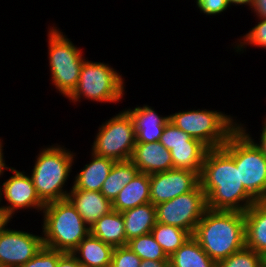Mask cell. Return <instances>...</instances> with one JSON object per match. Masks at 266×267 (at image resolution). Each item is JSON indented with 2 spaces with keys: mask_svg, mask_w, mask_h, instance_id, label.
I'll return each mask as SVG.
<instances>
[{
  "mask_svg": "<svg viewBox=\"0 0 266 267\" xmlns=\"http://www.w3.org/2000/svg\"><path fill=\"white\" fill-rule=\"evenodd\" d=\"M2 140L0 139V176L3 175V172L5 169H9L10 167L6 166L5 160L3 159L4 154H3V149H2Z\"/></svg>",
  "mask_w": 266,
  "mask_h": 267,
  "instance_id": "obj_38",
  "label": "cell"
},
{
  "mask_svg": "<svg viewBox=\"0 0 266 267\" xmlns=\"http://www.w3.org/2000/svg\"><path fill=\"white\" fill-rule=\"evenodd\" d=\"M63 253L43 246L32 259L19 267H56Z\"/></svg>",
  "mask_w": 266,
  "mask_h": 267,
  "instance_id": "obj_31",
  "label": "cell"
},
{
  "mask_svg": "<svg viewBox=\"0 0 266 267\" xmlns=\"http://www.w3.org/2000/svg\"><path fill=\"white\" fill-rule=\"evenodd\" d=\"M166 267H173L170 263H168L167 265H166Z\"/></svg>",
  "mask_w": 266,
  "mask_h": 267,
  "instance_id": "obj_42",
  "label": "cell"
},
{
  "mask_svg": "<svg viewBox=\"0 0 266 267\" xmlns=\"http://www.w3.org/2000/svg\"><path fill=\"white\" fill-rule=\"evenodd\" d=\"M121 213L127 241L151 233L157 223L156 208L150 202Z\"/></svg>",
  "mask_w": 266,
  "mask_h": 267,
  "instance_id": "obj_21",
  "label": "cell"
},
{
  "mask_svg": "<svg viewBox=\"0 0 266 267\" xmlns=\"http://www.w3.org/2000/svg\"><path fill=\"white\" fill-rule=\"evenodd\" d=\"M169 263L173 267H217L193 236L169 257Z\"/></svg>",
  "mask_w": 266,
  "mask_h": 267,
  "instance_id": "obj_23",
  "label": "cell"
},
{
  "mask_svg": "<svg viewBox=\"0 0 266 267\" xmlns=\"http://www.w3.org/2000/svg\"><path fill=\"white\" fill-rule=\"evenodd\" d=\"M9 222L0 229V264L2 267H19L42 249L43 238L41 235L9 229Z\"/></svg>",
  "mask_w": 266,
  "mask_h": 267,
  "instance_id": "obj_11",
  "label": "cell"
},
{
  "mask_svg": "<svg viewBox=\"0 0 266 267\" xmlns=\"http://www.w3.org/2000/svg\"><path fill=\"white\" fill-rule=\"evenodd\" d=\"M127 246L142 260L169 261L160 244L152 233L135 237L127 242Z\"/></svg>",
  "mask_w": 266,
  "mask_h": 267,
  "instance_id": "obj_27",
  "label": "cell"
},
{
  "mask_svg": "<svg viewBox=\"0 0 266 267\" xmlns=\"http://www.w3.org/2000/svg\"><path fill=\"white\" fill-rule=\"evenodd\" d=\"M150 203L154 206L192 191L199 183V174L187 169H171L149 175Z\"/></svg>",
  "mask_w": 266,
  "mask_h": 267,
  "instance_id": "obj_13",
  "label": "cell"
},
{
  "mask_svg": "<svg viewBox=\"0 0 266 267\" xmlns=\"http://www.w3.org/2000/svg\"><path fill=\"white\" fill-rule=\"evenodd\" d=\"M241 39L240 44L235 47L236 52L243 51L248 44L253 46L263 47L266 49V19L261 18L260 22L255 25L247 34Z\"/></svg>",
  "mask_w": 266,
  "mask_h": 267,
  "instance_id": "obj_30",
  "label": "cell"
},
{
  "mask_svg": "<svg viewBox=\"0 0 266 267\" xmlns=\"http://www.w3.org/2000/svg\"><path fill=\"white\" fill-rule=\"evenodd\" d=\"M130 160L139 172L148 175L173 169L171 153L159 141L136 143Z\"/></svg>",
  "mask_w": 266,
  "mask_h": 267,
  "instance_id": "obj_14",
  "label": "cell"
},
{
  "mask_svg": "<svg viewBox=\"0 0 266 267\" xmlns=\"http://www.w3.org/2000/svg\"><path fill=\"white\" fill-rule=\"evenodd\" d=\"M251 8L259 19H266V0H254Z\"/></svg>",
  "mask_w": 266,
  "mask_h": 267,
  "instance_id": "obj_35",
  "label": "cell"
},
{
  "mask_svg": "<svg viewBox=\"0 0 266 267\" xmlns=\"http://www.w3.org/2000/svg\"><path fill=\"white\" fill-rule=\"evenodd\" d=\"M90 234L113 247L126 246L128 242L122 213L115 210L99 218L90 227Z\"/></svg>",
  "mask_w": 266,
  "mask_h": 267,
  "instance_id": "obj_22",
  "label": "cell"
},
{
  "mask_svg": "<svg viewBox=\"0 0 266 267\" xmlns=\"http://www.w3.org/2000/svg\"><path fill=\"white\" fill-rule=\"evenodd\" d=\"M261 267H266V264H265V263H263V264L261 265Z\"/></svg>",
  "mask_w": 266,
  "mask_h": 267,
  "instance_id": "obj_43",
  "label": "cell"
},
{
  "mask_svg": "<svg viewBox=\"0 0 266 267\" xmlns=\"http://www.w3.org/2000/svg\"><path fill=\"white\" fill-rule=\"evenodd\" d=\"M74 156L76 155L73 152L58 144L41 149L36 156L30 176L36 193L44 204L68 197L69 192L64 186L70 175Z\"/></svg>",
  "mask_w": 266,
  "mask_h": 267,
  "instance_id": "obj_5",
  "label": "cell"
},
{
  "mask_svg": "<svg viewBox=\"0 0 266 267\" xmlns=\"http://www.w3.org/2000/svg\"><path fill=\"white\" fill-rule=\"evenodd\" d=\"M131 160L116 161L101 188V193L111 202L117 197L118 193L133 180L138 173Z\"/></svg>",
  "mask_w": 266,
  "mask_h": 267,
  "instance_id": "obj_25",
  "label": "cell"
},
{
  "mask_svg": "<svg viewBox=\"0 0 266 267\" xmlns=\"http://www.w3.org/2000/svg\"><path fill=\"white\" fill-rule=\"evenodd\" d=\"M150 202V180L149 175L138 172L118 193L112 202L113 210L124 212L139 205Z\"/></svg>",
  "mask_w": 266,
  "mask_h": 267,
  "instance_id": "obj_18",
  "label": "cell"
},
{
  "mask_svg": "<svg viewBox=\"0 0 266 267\" xmlns=\"http://www.w3.org/2000/svg\"><path fill=\"white\" fill-rule=\"evenodd\" d=\"M9 170L14 175L2 184V188L0 186V203L3 198L9 203V206H0L5 217L10 221L15 211L22 208L42 211L45 204L38 197L31 177L13 167Z\"/></svg>",
  "mask_w": 266,
  "mask_h": 267,
  "instance_id": "obj_12",
  "label": "cell"
},
{
  "mask_svg": "<svg viewBox=\"0 0 266 267\" xmlns=\"http://www.w3.org/2000/svg\"><path fill=\"white\" fill-rule=\"evenodd\" d=\"M208 149L205 144L173 145L170 150L173 169H187L195 171L200 175Z\"/></svg>",
  "mask_w": 266,
  "mask_h": 267,
  "instance_id": "obj_24",
  "label": "cell"
},
{
  "mask_svg": "<svg viewBox=\"0 0 266 267\" xmlns=\"http://www.w3.org/2000/svg\"><path fill=\"white\" fill-rule=\"evenodd\" d=\"M101 267H113L111 264L105 265V266H101Z\"/></svg>",
  "mask_w": 266,
  "mask_h": 267,
  "instance_id": "obj_41",
  "label": "cell"
},
{
  "mask_svg": "<svg viewBox=\"0 0 266 267\" xmlns=\"http://www.w3.org/2000/svg\"><path fill=\"white\" fill-rule=\"evenodd\" d=\"M42 211L44 247L71 253L90 234V227L68 198L47 203Z\"/></svg>",
  "mask_w": 266,
  "mask_h": 267,
  "instance_id": "obj_3",
  "label": "cell"
},
{
  "mask_svg": "<svg viewBox=\"0 0 266 267\" xmlns=\"http://www.w3.org/2000/svg\"><path fill=\"white\" fill-rule=\"evenodd\" d=\"M70 190L67 198L89 227L113 210L112 202L101 192L84 189Z\"/></svg>",
  "mask_w": 266,
  "mask_h": 267,
  "instance_id": "obj_15",
  "label": "cell"
},
{
  "mask_svg": "<svg viewBox=\"0 0 266 267\" xmlns=\"http://www.w3.org/2000/svg\"><path fill=\"white\" fill-rule=\"evenodd\" d=\"M192 236L218 263L246 246L244 212L207 209Z\"/></svg>",
  "mask_w": 266,
  "mask_h": 267,
  "instance_id": "obj_2",
  "label": "cell"
},
{
  "mask_svg": "<svg viewBox=\"0 0 266 267\" xmlns=\"http://www.w3.org/2000/svg\"><path fill=\"white\" fill-rule=\"evenodd\" d=\"M199 179L208 209L245 212L257 202L240 183L235 160L223 147L208 149Z\"/></svg>",
  "mask_w": 266,
  "mask_h": 267,
  "instance_id": "obj_1",
  "label": "cell"
},
{
  "mask_svg": "<svg viewBox=\"0 0 266 267\" xmlns=\"http://www.w3.org/2000/svg\"><path fill=\"white\" fill-rule=\"evenodd\" d=\"M169 261L141 260L140 267H166Z\"/></svg>",
  "mask_w": 266,
  "mask_h": 267,
  "instance_id": "obj_37",
  "label": "cell"
},
{
  "mask_svg": "<svg viewBox=\"0 0 266 267\" xmlns=\"http://www.w3.org/2000/svg\"><path fill=\"white\" fill-rule=\"evenodd\" d=\"M262 128V133H260V143L255 142V144L261 149L262 153L266 156V118Z\"/></svg>",
  "mask_w": 266,
  "mask_h": 267,
  "instance_id": "obj_36",
  "label": "cell"
},
{
  "mask_svg": "<svg viewBox=\"0 0 266 267\" xmlns=\"http://www.w3.org/2000/svg\"><path fill=\"white\" fill-rule=\"evenodd\" d=\"M9 220L5 217L3 212H0V229L8 222Z\"/></svg>",
  "mask_w": 266,
  "mask_h": 267,
  "instance_id": "obj_40",
  "label": "cell"
},
{
  "mask_svg": "<svg viewBox=\"0 0 266 267\" xmlns=\"http://www.w3.org/2000/svg\"><path fill=\"white\" fill-rule=\"evenodd\" d=\"M246 247L266 257V201H257L245 212Z\"/></svg>",
  "mask_w": 266,
  "mask_h": 267,
  "instance_id": "obj_17",
  "label": "cell"
},
{
  "mask_svg": "<svg viewBox=\"0 0 266 267\" xmlns=\"http://www.w3.org/2000/svg\"><path fill=\"white\" fill-rule=\"evenodd\" d=\"M48 40L52 83L68 98L76 89L85 58L82 57L80 48L56 27L49 29Z\"/></svg>",
  "mask_w": 266,
  "mask_h": 267,
  "instance_id": "obj_7",
  "label": "cell"
},
{
  "mask_svg": "<svg viewBox=\"0 0 266 267\" xmlns=\"http://www.w3.org/2000/svg\"><path fill=\"white\" fill-rule=\"evenodd\" d=\"M56 267H81V264L72 253L66 252L59 257Z\"/></svg>",
  "mask_w": 266,
  "mask_h": 267,
  "instance_id": "obj_34",
  "label": "cell"
},
{
  "mask_svg": "<svg viewBox=\"0 0 266 267\" xmlns=\"http://www.w3.org/2000/svg\"><path fill=\"white\" fill-rule=\"evenodd\" d=\"M264 257L256 251L244 247L217 263V267H261Z\"/></svg>",
  "mask_w": 266,
  "mask_h": 267,
  "instance_id": "obj_28",
  "label": "cell"
},
{
  "mask_svg": "<svg viewBox=\"0 0 266 267\" xmlns=\"http://www.w3.org/2000/svg\"><path fill=\"white\" fill-rule=\"evenodd\" d=\"M124 80L109 64L84 60L76 89L68 97L73 102L85 98L97 102L121 100L124 95Z\"/></svg>",
  "mask_w": 266,
  "mask_h": 267,
  "instance_id": "obj_8",
  "label": "cell"
},
{
  "mask_svg": "<svg viewBox=\"0 0 266 267\" xmlns=\"http://www.w3.org/2000/svg\"><path fill=\"white\" fill-rule=\"evenodd\" d=\"M169 121L209 149L223 147L239 127L232 116L206 109L179 111L171 114Z\"/></svg>",
  "mask_w": 266,
  "mask_h": 267,
  "instance_id": "obj_6",
  "label": "cell"
},
{
  "mask_svg": "<svg viewBox=\"0 0 266 267\" xmlns=\"http://www.w3.org/2000/svg\"><path fill=\"white\" fill-rule=\"evenodd\" d=\"M229 1V5L231 6V4H235L237 6L238 5H249L250 8L253 5L254 0H228Z\"/></svg>",
  "mask_w": 266,
  "mask_h": 267,
  "instance_id": "obj_39",
  "label": "cell"
},
{
  "mask_svg": "<svg viewBox=\"0 0 266 267\" xmlns=\"http://www.w3.org/2000/svg\"><path fill=\"white\" fill-rule=\"evenodd\" d=\"M155 208L158 223L178 227L191 235L208 209L207 198L200 183L192 191L157 204Z\"/></svg>",
  "mask_w": 266,
  "mask_h": 267,
  "instance_id": "obj_10",
  "label": "cell"
},
{
  "mask_svg": "<svg viewBox=\"0 0 266 267\" xmlns=\"http://www.w3.org/2000/svg\"><path fill=\"white\" fill-rule=\"evenodd\" d=\"M159 142L167 148L169 151L173 145L179 144H203L198 139L190 137L187 133L176 127L170 121L165 125L163 134L160 137Z\"/></svg>",
  "mask_w": 266,
  "mask_h": 267,
  "instance_id": "obj_29",
  "label": "cell"
},
{
  "mask_svg": "<svg viewBox=\"0 0 266 267\" xmlns=\"http://www.w3.org/2000/svg\"><path fill=\"white\" fill-rule=\"evenodd\" d=\"M196 5L206 15H217L230 7L228 0H196Z\"/></svg>",
  "mask_w": 266,
  "mask_h": 267,
  "instance_id": "obj_33",
  "label": "cell"
},
{
  "mask_svg": "<svg viewBox=\"0 0 266 267\" xmlns=\"http://www.w3.org/2000/svg\"><path fill=\"white\" fill-rule=\"evenodd\" d=\"M91 155L92 161L86 164L80 173H77L71 189L101 191L115 161L106 157H99L93 153Z\"/></svg>",
  "mask_w": 266,
  "mask_h": 267,
  "instance_id": "obj_20",
  "label": "cell"
},
{
  "mask_svg": "<svg viewBox=\"0 0 266 267\" xmlns=\"http://www.w3.org/2000/svg\"><path fill=\"white\" fill-rule=\"evenodd\" d=\"M151 233L168 258L192 236L186 230L158 222Z\"/></svg>",
  "mask_w": 266,
  "mask_h": 267,
  "instance_id": "obj_26",
  "label": "cell"
},
{
  "mask_svg": "<svg viewBox=\"0 0 266 267\" xmlns=\"http://www.w3.org/2000/svg\"><path fill=\"white\" fill-rule=\"evenodd\" d=\"M245 128L240 123L223 148L235 160L245 190L256 201H266V156Z\"/></svg>",
  "mask_w": 266,
  "mask_h": 267,
  "instance_id": "obj_4",
  "label": "cell"
},
{
  "mask_svg": "<svg viewBox=\"0 0 266 267\" xmlns=\"http://www.w3.org/2000/svg\"><path fill=\"white\" fill-rule=\"evenodd\" d=\"M132 116L135 125L136 143H152L160 140L169 115L160 117L158 113L148 105L127 109Z\"/></svg>",
  "mask_w": 266,
  "mask_h": 267,
  "instance_id": "obj_16",
  "label": "cell"
},
{
  "mask_svg": "<svg viewBox=\"0 0 266 267\" xmlns=\"http://www.w3.org/2000/svg\"><path fill=\"white\" fill-rule=\"evenodd\" d=\"M114 247L89 234L71 252L82 267L111 264Z\"/></svg>",
  "mask_w": 266,
  "mask_h": 267,
  "instance_id": "obj_19",
  "label": "cell"
},
{
  "mask_svg": "<svg viewBox=\"0 0 266 267\" xmlns=\"http://www.w3.org/2000/svg\"><path fill=\"white\" fill-rule=\"evenodd\" d=\"M141 258L127 245L114 247L111 265L113 267H140Z\"/></svg>",
  "mask_w": 266,
  "mask_h": 267,
  "instance_id": "obj_32",
  "label": "cell"
},
{
  "mask_svg": "<svg viewBox=\"0 0 266 267\" xmlns=\"http://www.w3.org/2000/svg\"><path fill=\"white\" fill-rule=\"evenodd\" d=\"M136 145L135 125L127 110L120 111L99 127L93 154L116 161L130 160Z\"/></svg>",
  "mask_w": 266,
  "mask_h": 267,
  "instance_id": "obj_9",
  "label": "cell"
}]
</instances>
